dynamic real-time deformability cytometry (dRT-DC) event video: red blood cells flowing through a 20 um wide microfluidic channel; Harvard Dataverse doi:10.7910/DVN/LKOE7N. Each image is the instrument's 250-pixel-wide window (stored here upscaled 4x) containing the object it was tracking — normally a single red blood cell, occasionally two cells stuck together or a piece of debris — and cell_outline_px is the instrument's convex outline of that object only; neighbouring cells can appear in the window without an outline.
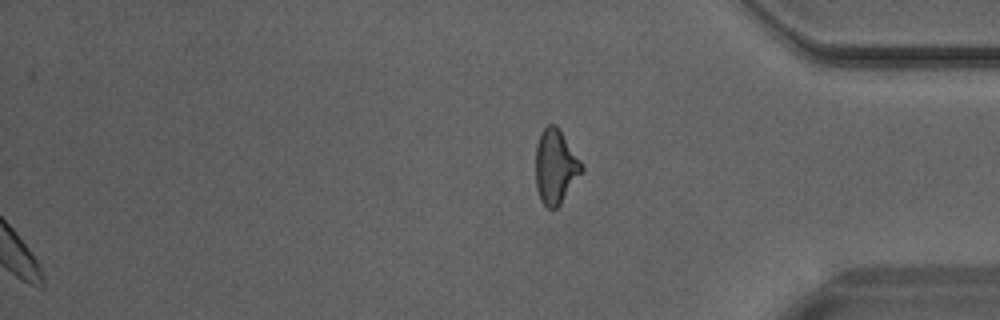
{"species": "Egyptian fruit bat (a non-hibernating species)", "species_latin": "Rousettus aegyptiacus", "temperature_condition": "warm", "stored_images_in_passage": 28, "segment_of_instrument_passage": [2, 2], "camera_frame_rate_fps": 3000, "um_per_image_px": 0.085, "animal": {"sex": "male"}, "frame": {"image": 1, "passage_image": 28, "time_ms": 9.0, "image_size_px": [1000, 320], "cell_outline_px": [[584, 168], [560, 204], [556, 208], [548, 208], [540, 200], [536, 188], [536, 144], [540, 132], [548, 124], [556, 124], [584, 164]], "centroid_in_image_um": [47.21, 14.13], "position_along_channel_um": 388.0, "area_um2": 19.94}}